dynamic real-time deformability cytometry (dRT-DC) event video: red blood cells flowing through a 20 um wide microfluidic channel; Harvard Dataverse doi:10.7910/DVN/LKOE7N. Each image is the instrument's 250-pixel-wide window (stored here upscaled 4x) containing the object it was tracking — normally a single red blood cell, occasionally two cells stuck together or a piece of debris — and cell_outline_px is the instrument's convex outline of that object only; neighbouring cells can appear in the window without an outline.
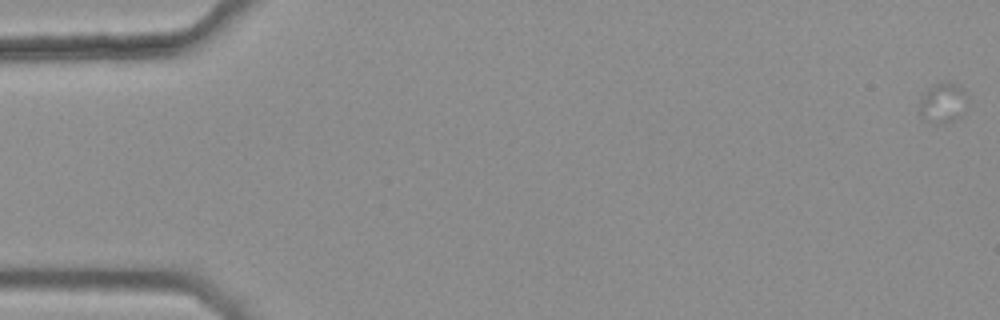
{"species": "common noctule bat (a hibernating species)", "species_latin": "Nyctalus noctula", "temperature_condition": "warm", "stored_images_in_passage": 5, "camera_frame_rate_fps": 3000, "um_per_image_px": 0.085, "animal": {"sex": "female", "body_mass_g": 25.1}, "frame": {"image": 1, "passage_image": 1, "time_ms": 0.0, "image_size_px": [1000, 320], "cell_outline_px": [[968, 100], [960, 116], [944, 124], [936, 124], [920, 120], [920, 100], [924, 92], [932, 84], [944, 80], [948, 80], [960, 84], [964, 88], [968, 96]], "centroid_in_image_um": [80.14, 8.7], "position_along_channel_um": 4.9, "area_um2": 11.85}}